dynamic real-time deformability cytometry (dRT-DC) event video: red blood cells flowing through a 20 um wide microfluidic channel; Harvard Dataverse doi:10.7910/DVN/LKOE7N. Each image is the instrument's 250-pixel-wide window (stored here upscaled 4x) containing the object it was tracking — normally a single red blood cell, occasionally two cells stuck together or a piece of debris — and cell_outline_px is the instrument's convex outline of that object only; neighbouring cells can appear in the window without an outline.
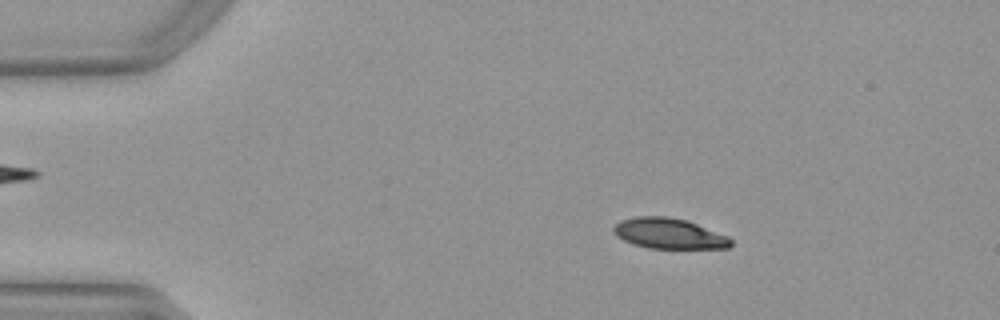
{"species": "Egyptian fruit bat (a non-hibernating species)", "species_latin": "Rousettus aegyptiacus", "temperature_condition": "warm", "stored_images_in_passage": 51, "camera_frame_rate_fps": 3000, "um_per_image_px": 0.085, "animal": {"sex": "female"}, "frame": {"image": 1, "passage_image": 8, "time_ms": 2.333, "image_size_px": [1000, 320], "cell_outline_px": [[732, 244], [728, 248], [648, 248], [632, 244], [616, 236], [612, 232], [612, 228], [620, 220], [636, 216], [668, 216], [688, 220], [728, 236], [732, 240]], "centroid_in_image_um": [56.84, 19.84], "position_along_channel_um": 28.2, "area_um2": 21.04}}
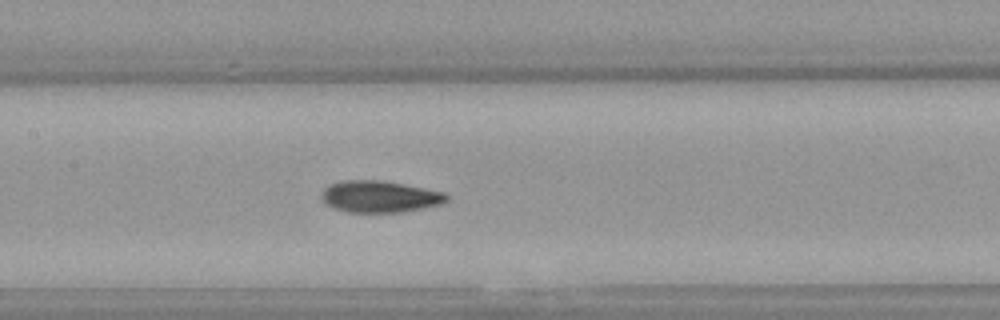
{"frame": {"image": 2, "passage_image": 24, "time_ms": 7.667, "image_size_px": [1000, 320], "cell_outline_px": [[448, 200], [440, 204], [400, 212], [348, 212], [332, 208], [324, 204], [320, 200], [320, 196], [324, 188], [332, 184], [344, 180], [384, 180], [448, 192]], "centroid_in_image_um": [32.26, 16.7], "position_along_channel_um": 175.1, "area_um2": 23.35}}
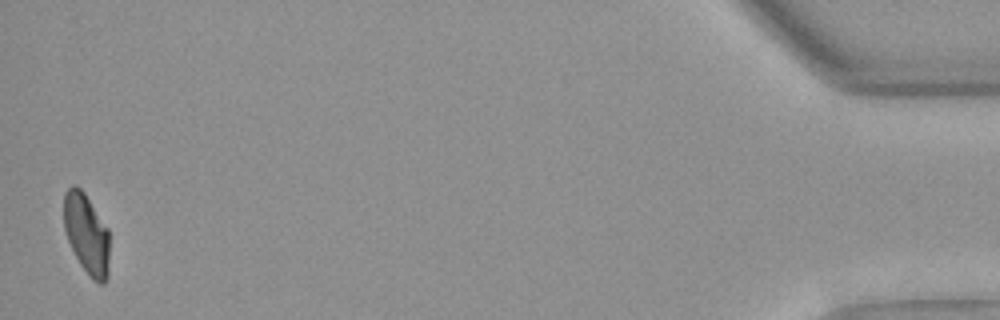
{"frame": {"image": 3, "passage_image": 50, "time_ms": 16.333, "image_size_px": [1000, 320], "cell_outline_px": [[108, 276], [104, 284], [100, 284], [92, 280], [88, 276], [80, 264], [68, 240], [64, 228], [64, 192], [72, 184], [76, 184], [84, 192], [108, 228]], "centroid_in_image_um": [7.35, 19.88], "position_along_channel_um": 427.8, "area_um2": 21.39}, "authors_computed_cell_mechanics": {"area_um2": 22.1952, "velocity_mm_per_s": 3.9775, "shape_relaxation_time_tau1_ms": 6.4282, "shape_relaxation_time_tau2_ms": 1.7272, "deformation_change_tau1": 0.2015, "deformation_change_tau2": 0.0609}}